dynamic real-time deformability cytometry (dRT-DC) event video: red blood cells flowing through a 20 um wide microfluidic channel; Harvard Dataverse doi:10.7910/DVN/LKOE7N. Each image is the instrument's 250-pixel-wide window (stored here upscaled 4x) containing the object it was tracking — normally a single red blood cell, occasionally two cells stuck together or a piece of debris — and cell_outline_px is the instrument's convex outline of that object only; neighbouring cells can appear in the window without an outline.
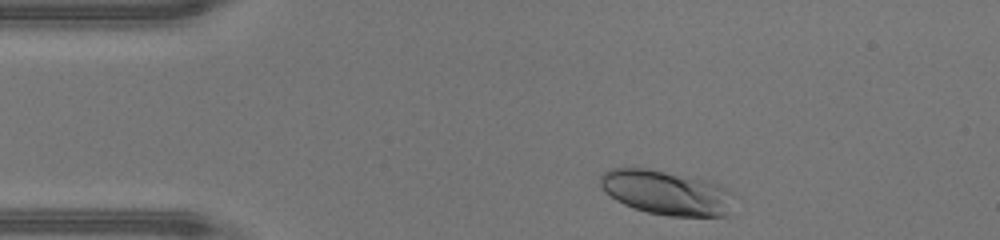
{"species": "human", "species_latin": "Homo sapiens", "temperature_condition": "warm", "stored_images_in_passage": 33, "camera_frame_rate_fps": 3000, "um_per_image_px": 0.085, "donor": {"sex": "male"}, "frame": {"image": 1, "passage_image": 2, "time_ms": 0.333, "image_size_px": [1000, 240], "cell_outline_px": [[740, 196], [724, 216], [668, 216], [648, 212], [624, 204], [616, 200], [604, 192], [600, 188], [600, 176], [604, 172], [612, 168], [648, 168], [708, 180], [720, 184], [736, 192]], "centroid_in_image_um": [56.73, 16.37], "position_along_channel_um": 28.3, "area_um2": 35.26}}
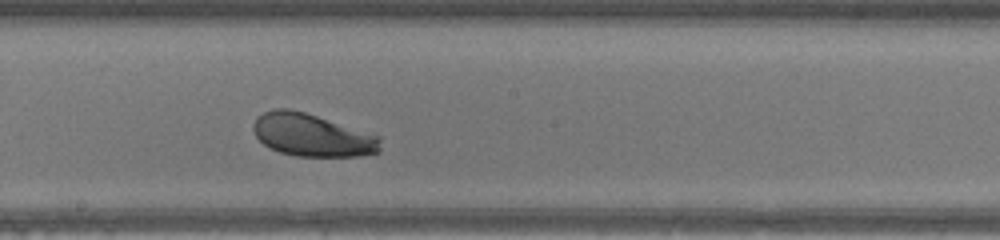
{"frame": {"image": 2, "passage_image": 19, "time_ms": 6.0, "image_size_px": [1000, 240], "cell_outline_px": [[380, 152], [360, 156], [296, 156], [280, 152], [268, 148], [256, 136], [252, 128], [252, 124], [256, 116], [272, 108], [288, 108], [304, 112], [380, 136]], "centroid_in_image_um": [26.49, 11.48], "position_along_channel_um": 221.7, "area_um2": 31.62}}
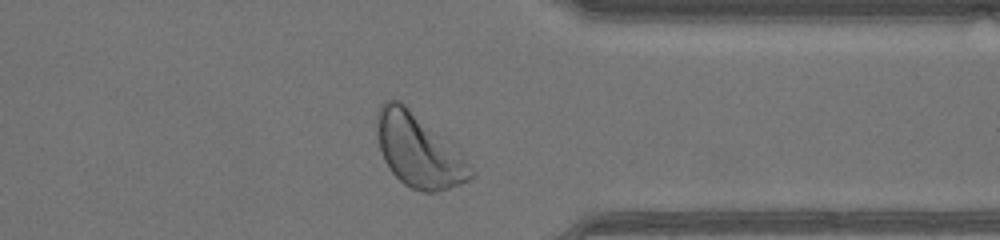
{"frame": {"image": 3, "passage_image": 30, "time_ms": 9.667, "image_size_px": [1000, 240], "cell_outline_px": [[476, 176], [460, 184], [436, 192], [424, 192], [412, 188], [404, 184], [392, 172], [384, 160], [376, 136], [376, 116], [380, 104], [384, 100], [400, 100], [452, 140], [460, 148], [476, 172]], "centroid_in_image_um": [35.64, 12.75], "position_along_channel_um": 375.8, "area_um2": 41.27}, "authors_computed_cell_mechanics": {"area_um2": 32.946, "velocity_mm_per_s": 4.4019, "shape_relaxation_time_tau1_ms": 1.557, "shape_relaxation_time_tau2_ms": null, "deformation_change_tau1": 0.1115, "deformation_change_tau2": null}}